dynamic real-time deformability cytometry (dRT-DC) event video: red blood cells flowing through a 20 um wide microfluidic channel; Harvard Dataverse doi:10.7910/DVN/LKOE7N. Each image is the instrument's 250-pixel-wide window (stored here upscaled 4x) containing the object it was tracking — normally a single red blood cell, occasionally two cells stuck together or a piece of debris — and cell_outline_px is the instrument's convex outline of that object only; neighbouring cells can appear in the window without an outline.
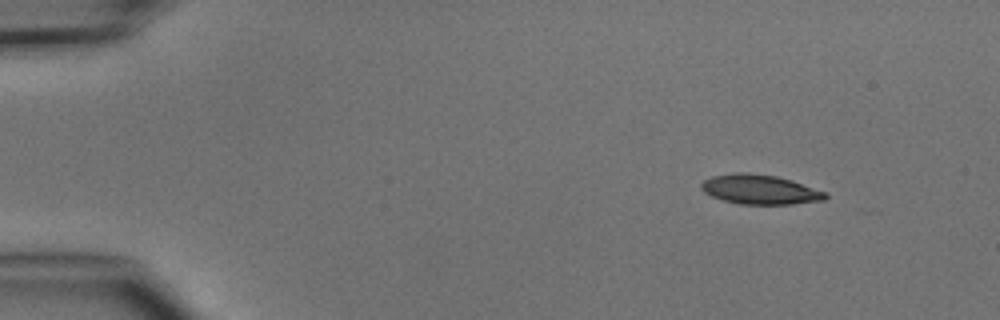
{"species": "common noctule bat (a hibernating species)", "species_latin": "Nyctalus noctula", "temperature_condition": "cold", "stored_images_in_passage": 4, "camera_frame_rate_fps": 3000, "um_per_image_px": 0.085, "animal": {"sex": "male", "body_mass_g": 15.6}, "frame": {"image": 1, "passage_image": 1, "time_ms": 0.0, "image_size_px": [1000, 320], "cell_outline_px": [[828, 196], [824, 200], [792, 204], [740, 204], [724, 200], [712, 196], [704, 192], [700, 188], [700, 184], [704, 180], [712, 176], [736, 172], [748, 172], [776, 176], [828, 192]], "centroid_in_image_um": [64.58, 16.1], "position_along_channel_um": 20.4, "area_um2": 21.33}}
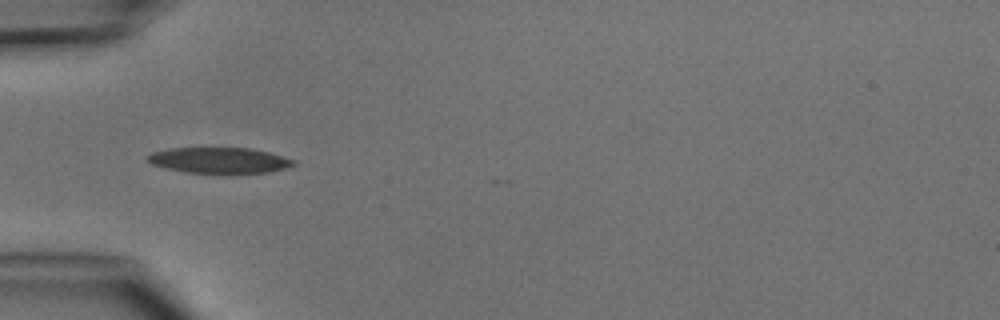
{"frame": {"image": 2, "passage_image": 4, "time_ms": 3.333, "image_size_px": [1000, 320], "cell_outline_px": [[296, 164], [284, 168], [268, 172], [228, 176], [184, 172], [164, 168], [152, 164], [144, 160], [144, 156], [152, 152], [172, 148], [248, 148], [268, 152], [284, 156], [296, 160]], "centroid_in_image_um": [18.61, 13.67], "position_along_channel_um": 66.4, "area_um2": 22.95}}